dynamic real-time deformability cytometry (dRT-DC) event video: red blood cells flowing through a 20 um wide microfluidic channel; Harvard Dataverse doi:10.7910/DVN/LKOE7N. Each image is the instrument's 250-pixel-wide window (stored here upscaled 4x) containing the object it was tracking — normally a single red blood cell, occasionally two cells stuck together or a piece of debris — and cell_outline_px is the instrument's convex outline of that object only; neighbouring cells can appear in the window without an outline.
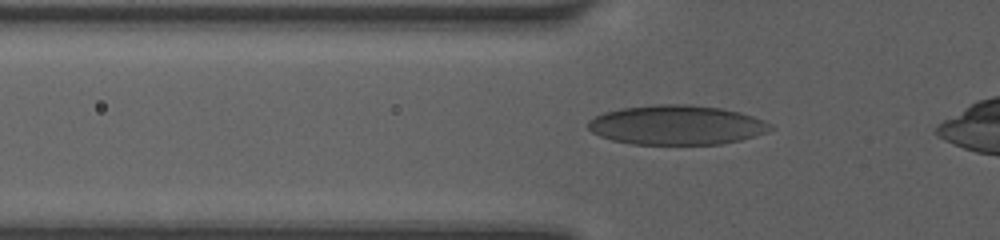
{"species": "human", "species_latin": "Homo sapiens", "temperature_condition": "room temperature", "stored_images_in_passage": 36, "camera_frame_rate_fps": 3000, "um_per_image_px": 0.085, "donor": {"sex": "female"}, "frame": {"image": 1, "passage_image": 8, "time_ms": 2.333, "image_size_px": [1000, 240], "cell_outline_px": [[776, 128], [768, 132], [740, 140], [720, 144], [632, 144], [612, 140], [600, 136], [592, 132], [588, 128], [588, 120], [604, 112], [620, 108], [656, 104], [688, 104], [720, 108], [740, 112], [764, 120], [772, 124]], "centroid_in_image_um": [57.53, 10.62], "position_along_channel_um": 68.3, "area_um2": 42.14}}
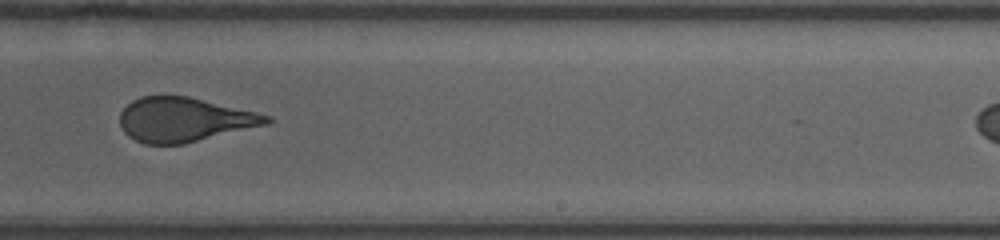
{"frame": {"image": 2, "passage_image": 23, "time_ms": 7.333, "image_size_px": [1000, 240], "cell_outline_px": [[272, 120], [268, 124], [184, 144], [144, 144], [128, 136], [124, 132], [120, 124], [120, 112], [132, 100], [140, 96], [188, 96], [256, 112], [272, 116]], "centroid_in_image_um": [15.65, 10.17], "position_along_channel_um": 273.4, "area_um2": 37.8}}
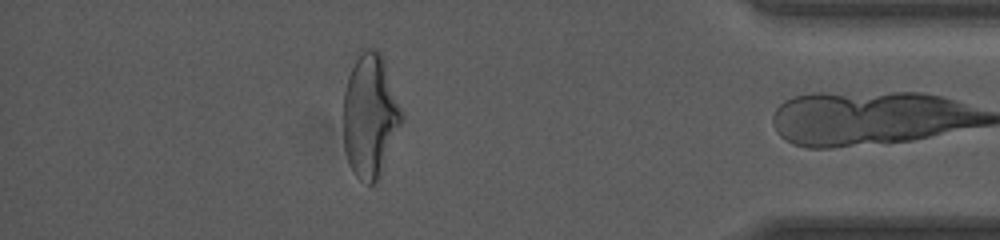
{"frame": {"image": 3, "passage_image": 35, "time_ms": 11.333, "image_size_px": [1000, 240], "cell_outline_px": [[404, 120], [380, 180], [372, 184], [368, 184], [360, 180], [356, 176], [348, 160], [344, 148], [344, 92], [348, 76], [360, 48], [376, 48], [380, 52], [384, 60], [404, 116]], "centroid_in_image_um": [31.48, 9.86], "position_along_channel_um": 403.7, "area_um2": 42.54}, "authors_computed_cell_mechanics": {"area_um2": 40.3733, "velocity_mm_per_s": 4.1218, "shape_relaxation_time_tau1_ms": 10.9936, "shape_relaxation_time_tau2_ms": 0.6458, "deformation_change_tau1": 0.2491, "deformation_change_tau2": 0.0705}}